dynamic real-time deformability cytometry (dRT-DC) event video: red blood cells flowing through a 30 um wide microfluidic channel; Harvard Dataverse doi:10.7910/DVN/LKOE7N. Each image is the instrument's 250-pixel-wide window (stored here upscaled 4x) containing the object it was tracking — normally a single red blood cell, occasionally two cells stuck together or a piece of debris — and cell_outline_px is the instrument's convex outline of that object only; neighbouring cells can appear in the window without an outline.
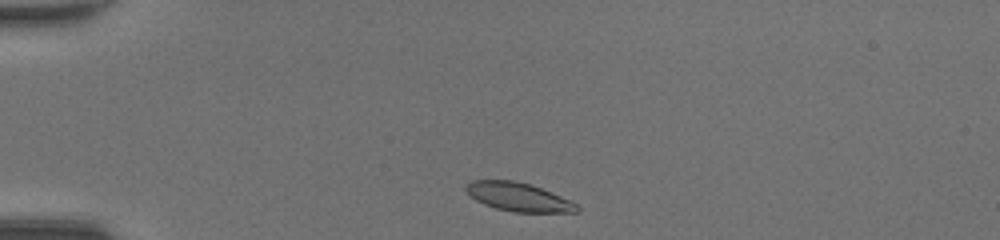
{"species": "common noctule bat (a hibernating species)", "species_latin": "Nyctalus noctula", "temperature_condition": "room temperature", "stored_images_in_passage": 37, "camera_frame_rate_fps": 3000, "um_per_image_px": 0.085, "animal": {"sex": "female", "body_mass_g": 20.0, "forearm_length_mm": 54.0}, "frame": {"image": 1, "passage_image": 1, "time_ms": 0.0, "image_size_px": [1000, 240], "cell_outline_px": [[580, 208], [576, 212], [516, 212], [496, 208], [484, 204], [476, 200], [464, 188], [472, 180], [512, 180], [528, 184], [540, 188], [568, 200], [576, 204]], "centroid_in_image_um": [44.04, 16.74], "position_along_channel_um": 41.0, "area_um2": 17.98}}
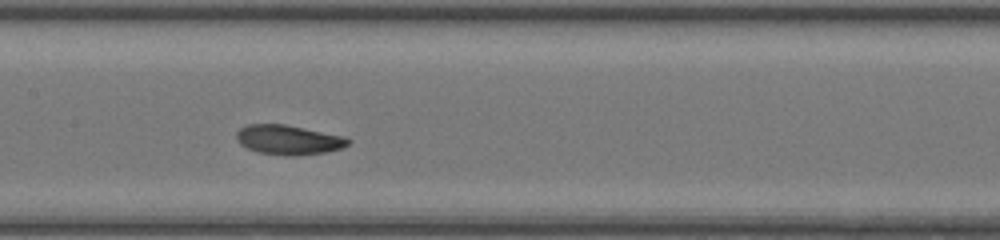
{"frame": {"image": 2, "passage_image": 14, "time_ms": 4.333, "image_size_px": [1000, 240], "cell_outline_px": [[352, 140], [348, 144], [340, 148], [324, 152], [296, 156], [288, 156], [260, 152], [248, 148], [240, 144], [236, 136], [236, 132], [240, 128], [248, 124], [284, 124], [344, 136]], "centroid_in_image_um": [24.51, 11.88], "position_along_channel_um": 182.9, "area_um2": 19.07}}
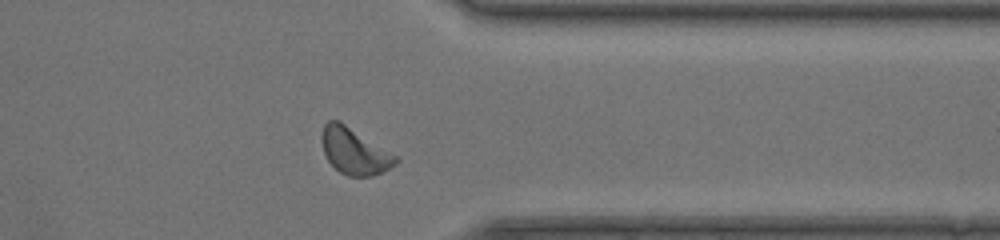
{"frame": {"image": 3, "passage_image": 28, "time_ms": 9.0, "image_size_px": [1000, 240], "cell_outline_px": [[400, 160], [396, 164], [372, 176], [348, 176], [340, 172], [328, 160], [324, 152], [320, 140], [320, 136], [324, 124], [328, 120], [340, 120], [396, 156]], "centroid_in_image_um": [30.08, 12.83], "position_along_channel_um": 381.3, "area_um2": 19.77}, "authors_computed_cell_mechanics": {"area_um2": 18.7272, "velocity_mm_per_s": 4.33, "shape_relaxation_time_tau1_ms": 2.1504, "shape_relaxation_time_tau2_ms": 3.039, "deformation_change_tau1": 0.0948, "deformation_change_tau2": 0.0914}}